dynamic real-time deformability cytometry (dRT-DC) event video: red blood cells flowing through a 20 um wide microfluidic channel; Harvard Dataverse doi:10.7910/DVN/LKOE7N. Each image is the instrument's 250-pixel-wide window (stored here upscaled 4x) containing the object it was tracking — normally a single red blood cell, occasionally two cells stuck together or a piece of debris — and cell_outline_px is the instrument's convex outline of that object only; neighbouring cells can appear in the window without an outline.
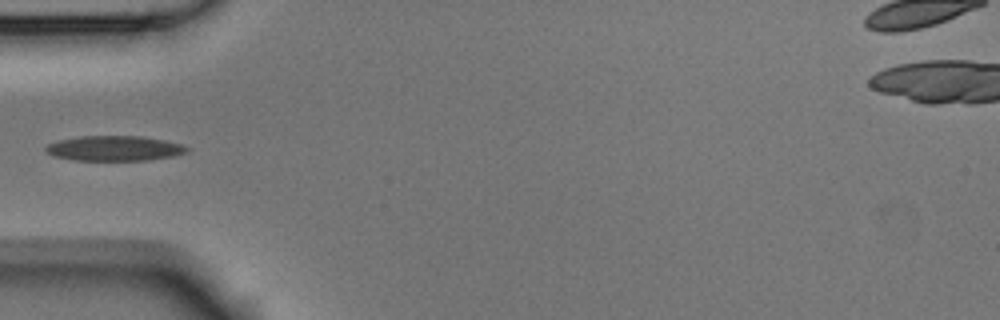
{"species": "Egyptian fruit bat (a non-hibernating species)", "species_latin": "Rousettus aegyptiacus", "temperature_condition": "room temperature", "stored_images_in_passage": 2, "camera_frame_rate_fps": 3000, "um_per_image_px": 0.085, "animal": {"sex": "male"}, "frame": {"image": 1, "passage_image": 1, "time_ms": 0.0, "image_size_px": [1000, 320], "cell_outline_px": [[192, 148], [188, 152], [172, 156], [148, 160], [76, 160], [52, 156], [44, 148], [48, 144], [60, 140], [80, 136], [144, 136], [184, 144]], "centroid_in_image_um": [9.78, 12.6], "position_along_channel_um": 75.2, "area_um2": 20.69}}
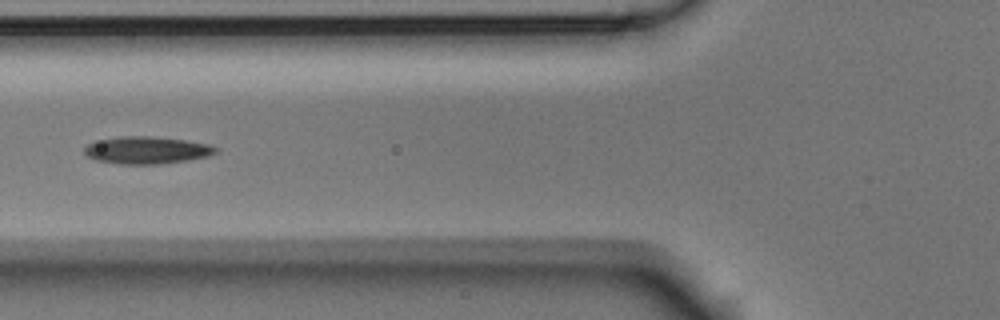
{"frame": {"image": 2, "passage_image": 2, "time_ms": 0.333, "image_size_px": [1000, 320], "cell_outline_px": [[220, 152], [208, 156], [188, 160], [160, 164], [120, 164], [96, 160], [88, 156], [84, 152], [84, 148], [88, 144], [120, 136], [148, 136], [184, 140], [208, 144], [220, 148]], "centroid_in_image_um": [12.54, 12.77], "position_along_channel_um": 113.3, "area_um2": 20.75}}